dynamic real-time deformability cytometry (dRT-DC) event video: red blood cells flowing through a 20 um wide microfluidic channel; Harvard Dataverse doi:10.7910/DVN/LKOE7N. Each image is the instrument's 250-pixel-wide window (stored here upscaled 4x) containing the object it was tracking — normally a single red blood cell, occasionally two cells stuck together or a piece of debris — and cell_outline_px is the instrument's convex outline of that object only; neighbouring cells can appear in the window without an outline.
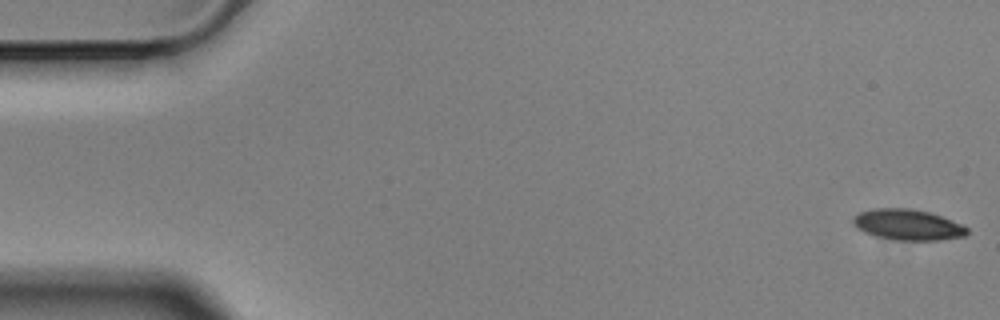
{"species": "Egyptian fruit bat (a non-hibernating species)", "species_latin": "Rousettus aegyptiacus", "temperature_condition": "cold", "stored_images_in_passage": 11, "camera_frame_rate_fps": 3000, "um_per_image_px": 0.085, "animal": {"sex": "male"}, "frame": {"image": 1, "passage_image": 1, "time_ms": 0.0, "image_size_px": [1000, 320], "cell_outline_px": [[968, 232], [964, 236], [940, 240], [896, 240], [876, 236], [864, 232], [852, 224], [852, 216], [860, 212], [872, 208], [912, 208], [928, 212], [952, 220], [968, 228]], "centroid_in_image_um": [77.12, 19.09], "position_along_channel_um": 7.9, "area_um2": 20.46}}
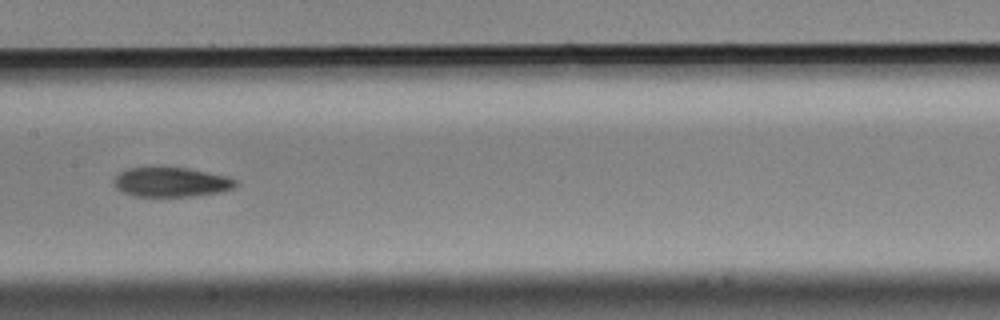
{"frame": {"image": 2, "passage_image": 8, "time_ms": 2.333, "image_size_px": [1000, 320], "cell_outline_px": [[236, 188], [220, 192], [192, 196], [136, 196], [124, 192], [116, 188], [112, 180], [120, 172], [128, 168], [184, 168], [208, 172], [228, 176], [236, 180]], "centroid_in_image_um": [14.57, 15.48], "position_along_channel_um": 192.8, "area_um2": 20.75}}
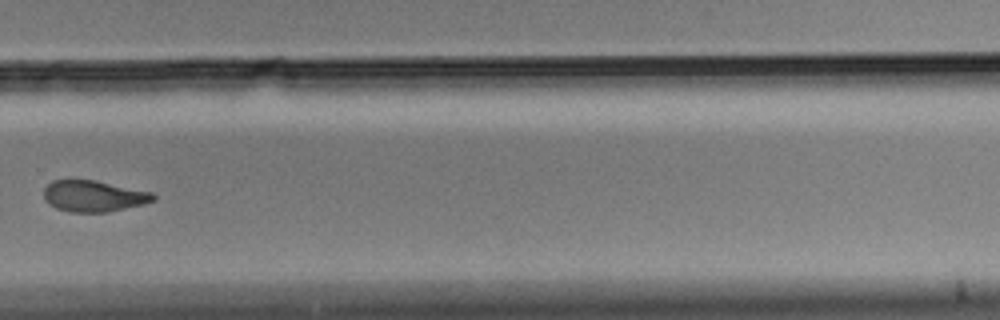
{"frame": {"image": 3, "passage_image": 11, "time_ms": 3.333, "image_size_px": [1000, 320], "cell_outline_px": [[156, 200], [144, 204], [108, 212], [68, 212], [56, 208], [48, 204], [44, 200], [44, 188], [52, 180], [96, 180], [152, 192], [156, 196]], "centroid_in_image_um": [7.96, 16.67], "position_along_channel_um": 321.8, "area_um2": 20.11}}